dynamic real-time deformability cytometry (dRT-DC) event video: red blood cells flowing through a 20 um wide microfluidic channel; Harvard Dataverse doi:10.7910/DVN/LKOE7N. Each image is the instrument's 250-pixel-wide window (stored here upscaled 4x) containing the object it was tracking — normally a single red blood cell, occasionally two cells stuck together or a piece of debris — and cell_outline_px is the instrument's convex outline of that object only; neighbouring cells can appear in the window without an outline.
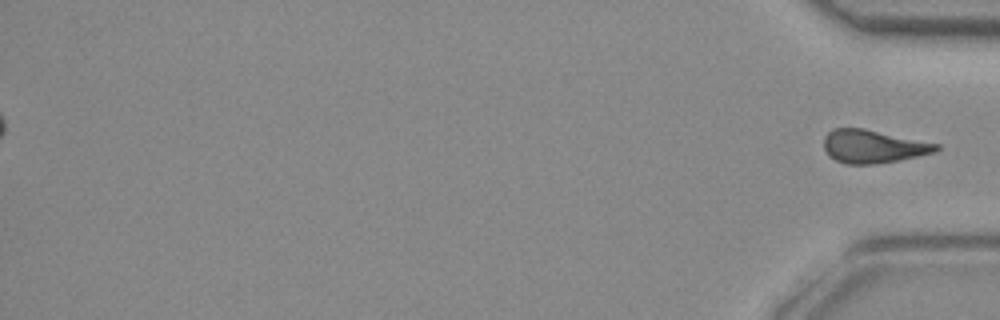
{"species": "common noctule bat (a hibernating species)", "species_latin": "Nyctalus noctula", "temperature_condition": "room temperature", "stored_images_in_passage": 38, "segment_of_instrument_passage": [2, 2], "camera_frame_rate_fps": 3000, "um_per_image_px": 0.085, "animal": {"sex": "female", "body_mass_g": 29.2, "forearm_length_mm": 56.3}, "frame": {"image": 1, "passage_image": 38, "time_ms": 12.333, "image_size_px": [1000, 320], "cell_outline_px": [[940, 148], [936, 152], [876, 164], [844, 164], [828, 156], [824, 148], [824, 136], [832, 128], [864, 128], [940, 144]], "centroid_in_image_um": [74.19, 12.44], "position_along_channel_um": 361.0, "area_um2": 21.73}}